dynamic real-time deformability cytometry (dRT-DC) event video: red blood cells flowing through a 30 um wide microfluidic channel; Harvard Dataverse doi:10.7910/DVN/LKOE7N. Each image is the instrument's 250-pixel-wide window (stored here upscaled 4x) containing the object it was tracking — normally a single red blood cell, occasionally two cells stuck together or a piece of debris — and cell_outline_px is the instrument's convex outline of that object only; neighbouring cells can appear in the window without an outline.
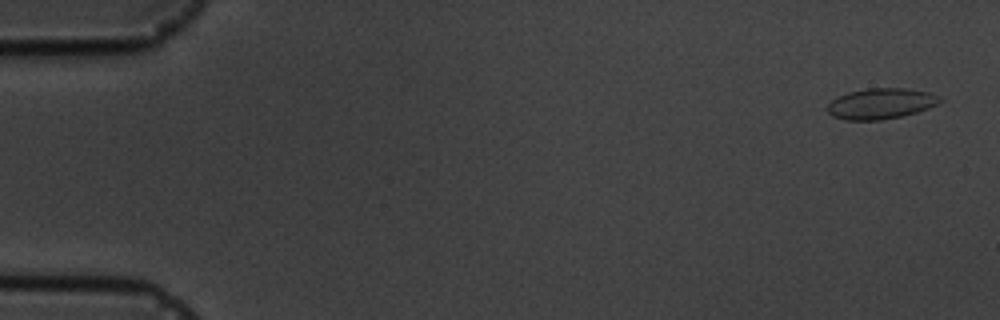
{"species": "common noctule bat (a hibernating species)", "species_latin": "Nyctalus noctula", "temperature_condition": "cold", "stored_images_in_passage": 4, "camera_frame_rate_fps": 3000, "um_per_image_px": 0.085, "animal": {"sex": "male", "body_mass_g": 19.5, "forearm_length_mm": 54.6}, "frame": {"image": 1, "passage_image": 1, "time_ms": 0.0, "image_size_px": [1000, 320], "cell_outline_px": [[944, 100], [928, 108], [916, 112], [900, 116], [880, 120], [844, 120], [832, 116], [828, 112], [828, 104], [832, 100], [848, 92], [868, 88], [904, 88], [928, 92], [940, 96]], "centroid_in_image_um": [74.87, 8.8], "position_along_channel_um": 10.1, "area_um2": 20.0}}